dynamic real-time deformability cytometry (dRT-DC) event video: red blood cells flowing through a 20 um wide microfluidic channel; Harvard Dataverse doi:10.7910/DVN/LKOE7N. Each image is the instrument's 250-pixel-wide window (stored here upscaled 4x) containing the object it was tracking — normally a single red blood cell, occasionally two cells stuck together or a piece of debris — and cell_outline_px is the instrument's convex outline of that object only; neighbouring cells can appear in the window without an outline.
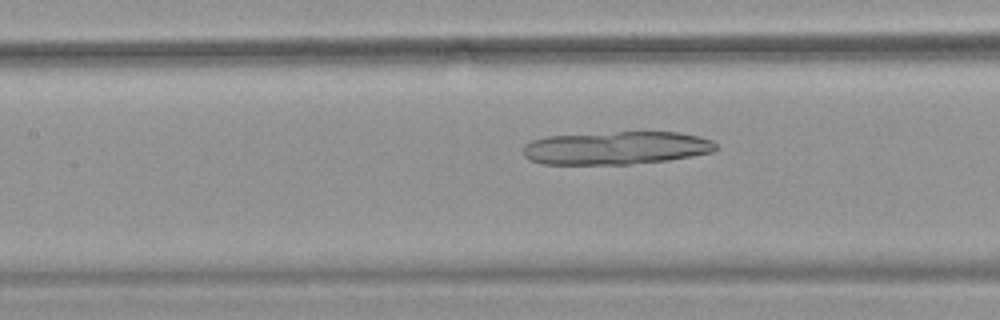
{"species": "common noctule bat (a hibernating species)", "species_latin": "Nyctalus noctula", "temperature_condition": "warm", "stored_images_in_passage": 52, "camera_frame_rate_fps": 3000, "um_per_image_px": 0.085, "animal": {"sex": "female", "body_mass_g": 18.4}, "frame": {"image": 1, "passage_image": 24, "time_ms": 7.667, "image_size_px": [1000, 320], "cell_outline_px": [[720, 148], [712, 152], [692, 156], [668, 160], [628, 164], [540, 164], [528, 160], [524, 156], [524, 144], [532, 140], [548, 136], [616, 132], [680, 132], [700, 136], [712, 140]], "centroid_in_image_um": [52.39, 12.57], "position_along_channel_um": 155.0, "area_um2": 37.34}}
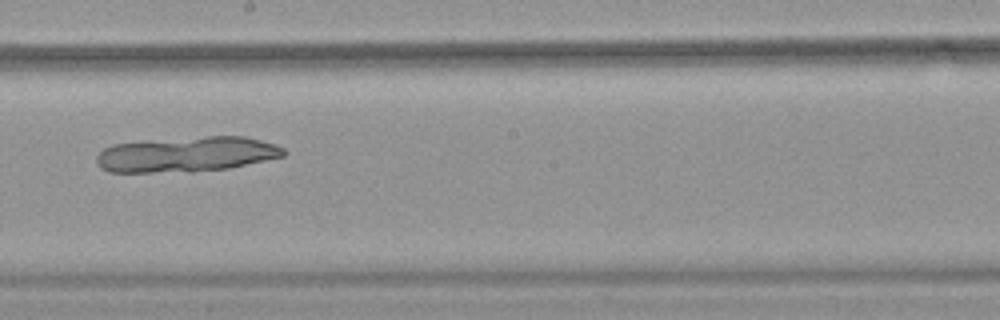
{"frame": {"image": 2, "passage_image": 30, "time_ms": 9.667, "image_size_px": [1000, 320], "cell_outline_px": [[288, 152], [284, 156], [228, 168], [192, 172], [108, 172], [100, 168], [96, 164], [96, 156], [104, 148], [112, 144], [208, 136], [244, 136], [276, 144], [284, 148]], "centroid_in_image_um": [15.86, 13.13], "position_along_channel_um": 232.3, "area_um2": 38.38}}
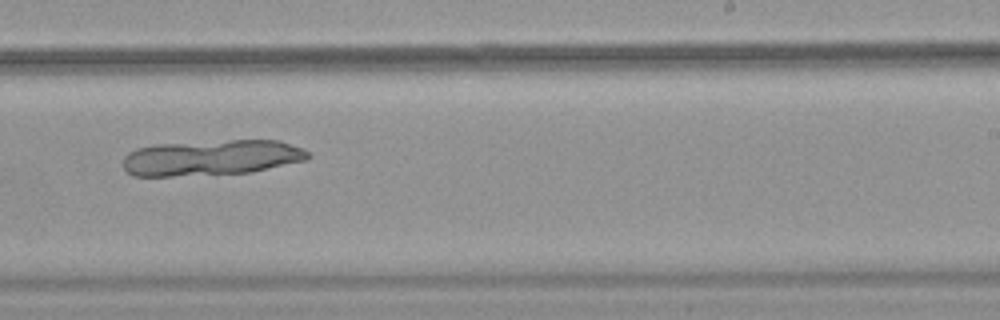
{"frame": {"image": 3, "passage_image": 33, "time_ms": 10.667, "image_size_px": [1000, 320], "cell_outline_px": [[312, 156], [308, 160], [252, 172], [172, 176], [132, 176], [124, 168], [124, 156], [128, 152], [136, 148], [156, 144], [232, 140], [280, 140], [300, 148], [308, 152]], "centroid_in_image_um": [17.98, 13.4], "position_along_channel_um": 271.0, "area_um2": 38.44}}